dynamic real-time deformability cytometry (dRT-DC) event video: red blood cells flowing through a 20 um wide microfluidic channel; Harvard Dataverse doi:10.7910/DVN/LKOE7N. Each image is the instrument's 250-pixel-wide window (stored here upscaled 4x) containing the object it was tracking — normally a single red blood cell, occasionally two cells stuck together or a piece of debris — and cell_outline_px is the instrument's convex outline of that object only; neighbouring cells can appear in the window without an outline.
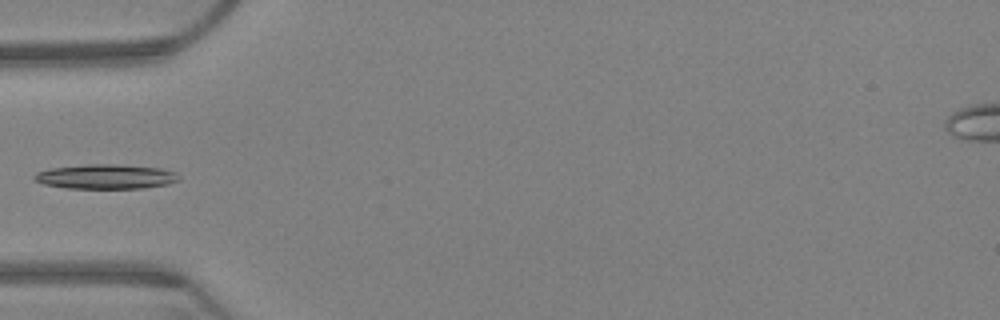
{"species": "Egyptian fruit bat (a non-hibernating species)", "species_latin": "Rousettus aegyptiacus", "temperature_condition": "warm", "stored_images_in_passage": 44, "camera_frame_rate_fps": 3000, "um_per_image_px": 0.085, "animal": {"sex": "female"}, "frame": {"image": 1, "passage_image": 1, "time_ms": 0.0, "image_size_px": [1000, 320], "cell_outline_px": [[180, 180], [168, 184], [144, 188], [64, 188], [44, 184], [36, 180], [32, 176], [36, 172], [52, 168], [88, 164], [112, 164], [160, 168], [176, 172], [180, 176]], "centroid_in_image_um": [9.01, 15.01], "position_along_channel_um": 76.0, "area_um2": 20.69}}
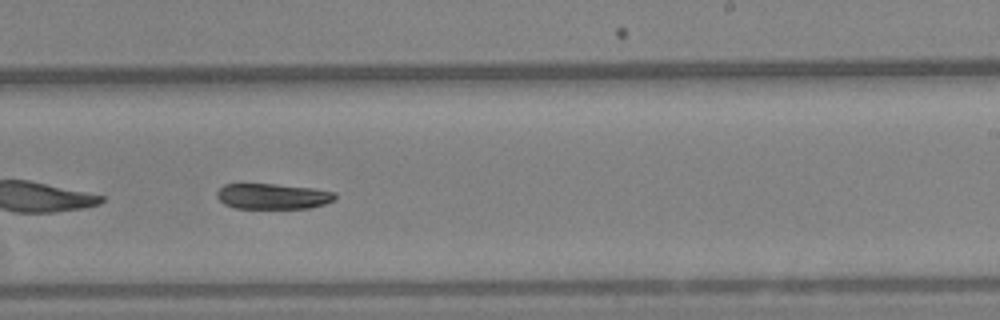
{"frame": {"image": 2, "passage_image": 19, "time_ms": 6.0, "image_size_px": [1000, 320], "cell_outline_px": [[336, 200], [324, 204], [308, 208], [236, 208], [224, 204], [216, 196], [216, 192], [224, 184], [276, 184], [312, 188], [336, 192]], "centroid_in_image_um": [23.2, 16.68], "position_along_channel_um": 265.8, "area_um2": 17.63}}
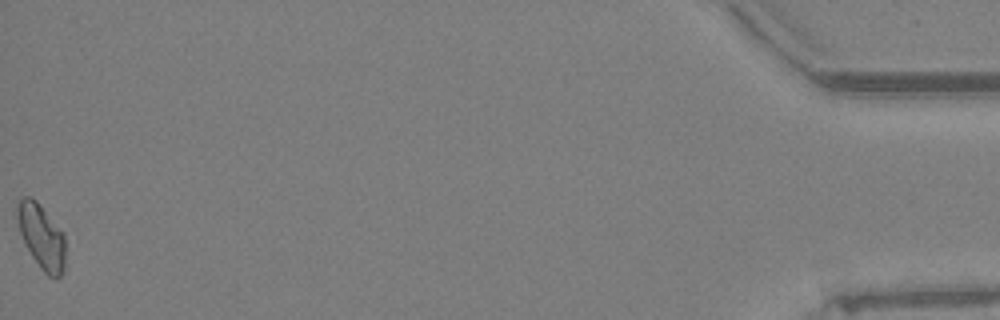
{"frame": {"image": 3, "passage_image": 44, "time_ms": 14.333, "image_size_px": [1000, 320], "cell_outline_px": [[64, 272], [56, 280], [48, 276], [40, 268], [32, 256], [20, 232], [16, 216], [16, 208], [20, 200], [24, 196], [32, 196], [40, 204], [64, 232]], "centroid_in_image_um": [3.54, 20.1], "position_along_channel_um": 431.7, "area_um2": 18.21}}